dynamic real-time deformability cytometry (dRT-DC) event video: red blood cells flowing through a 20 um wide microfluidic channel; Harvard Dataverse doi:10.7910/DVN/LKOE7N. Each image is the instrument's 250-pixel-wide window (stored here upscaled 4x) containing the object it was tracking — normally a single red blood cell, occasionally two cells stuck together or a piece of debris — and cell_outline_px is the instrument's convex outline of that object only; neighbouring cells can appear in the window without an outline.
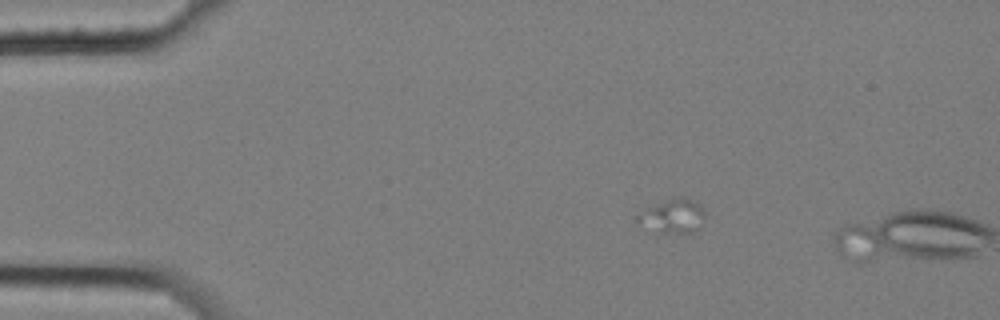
{"species": "common noctule bat (a hibernating species)", "species_latin": "Nyctalus noctula", "temperature_condition": "cold", "stored_images_in_passage": 4, "camera_frame_rate_fps": 3000, "um_per_image_px": 0.085, "animal": {"sex": "female", "body_mass_g": 25.1}, "frame": {"image": 1, "passage_image": 3, "time_ms": 0.667, "image_size_px": [1000, 320], "cell_outline_px": [[704, 216], [700, 228], [692, 232], [664, 232], [636, 224], [636, 216], [648, 208], [680, 196], [684, 196], [696, 200], [704, 212]], "centroid_in_image_um": [57.22, 18.36], "position_along_channel_um": 27.8, "area_um2": 12.95}}